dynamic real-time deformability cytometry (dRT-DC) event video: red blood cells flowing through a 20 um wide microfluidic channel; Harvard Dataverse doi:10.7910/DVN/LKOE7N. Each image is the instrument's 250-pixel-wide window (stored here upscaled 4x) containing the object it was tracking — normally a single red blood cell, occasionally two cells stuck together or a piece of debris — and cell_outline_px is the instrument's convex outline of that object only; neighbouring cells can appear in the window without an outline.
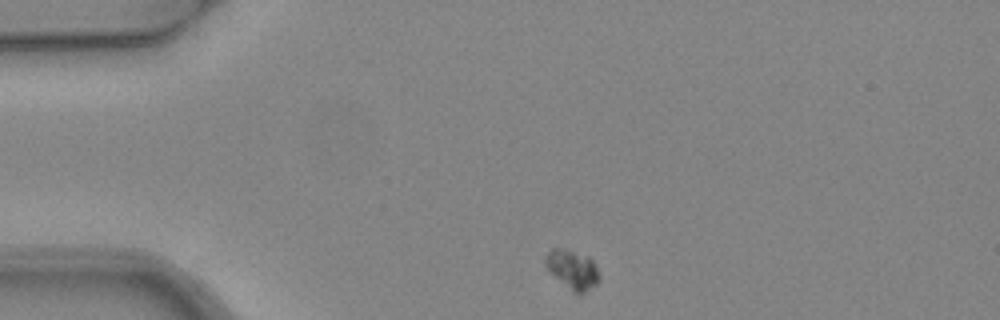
{"species": "common noctule bat (a hibernating species)", "species_latin": "Nyctalus noctula", "temperature_condition": "warm", "stored_images_in_passage": 3, "camera_frame_rate_fps": 3000, "um_per_image_px": 0.085, "animal": {"sex": "female", "body_mass_g": 24.6, "forearm_length_mm": 56.2}, "frame": {"image": 1, "passage_image": 1, "time_ms": 0.0, "image_size_px": [1000, 320], "cell_outline_px": [[600, 280], [596, 284], [580, 296], [556, 276], [544, 264], [544, 256], [552, 248], [560, 248], [588, 256], [596, 264], [600, 276]], "centroid_in_image_um": [48.7, 22.89], "position_along_channel_um": 36.3, "area_um2": 11.96}}
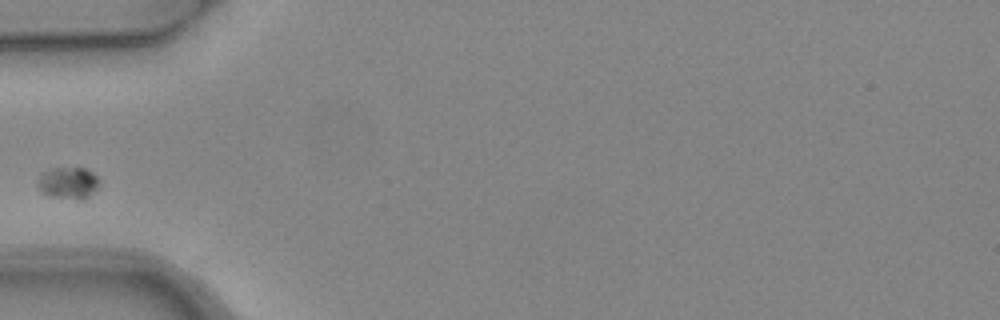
{"frame": {"image": 2, "passage_image": 3, "time_ms": 0.667, "image_size_px": [1000, 320], "cell_outline_px": [[100, 184], [84, 200], [76, 200], [48, 196], [36, 184], [40, 172], [52, 168], [84, 168], [92, 172], [100, 180]], "centroid_in_image_um": [5.78, 15.55], "position_along_channel_um": 79.2, "area_um2": 11.56}}